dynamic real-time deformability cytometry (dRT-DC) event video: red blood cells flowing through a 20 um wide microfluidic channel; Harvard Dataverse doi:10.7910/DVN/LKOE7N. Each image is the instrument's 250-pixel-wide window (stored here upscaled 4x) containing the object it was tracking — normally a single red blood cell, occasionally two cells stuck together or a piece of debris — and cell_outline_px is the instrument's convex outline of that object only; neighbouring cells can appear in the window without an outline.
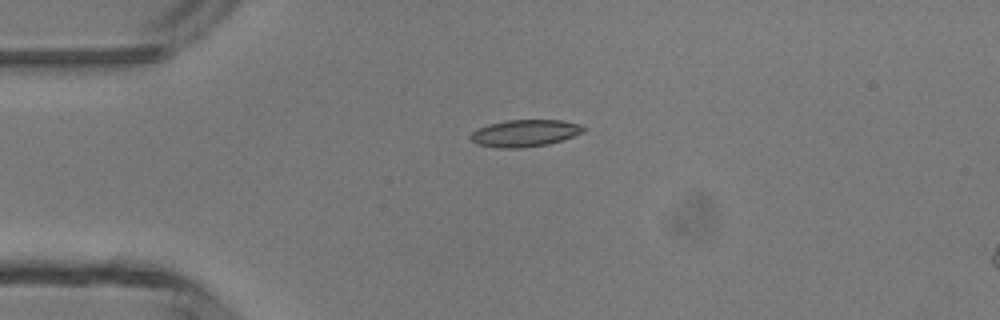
{"species": "common noctule bat (a hibernating species)", "species_latin": "Nyctalus noctula", "temperature_condition": "room temperature", "stored_images_in_passage": 4, "camera_frame_rate_fps": 3000, "um_per_image_px": 0.085, "animal": {"sex": "male", "body_mass_g": 13.3}, "frame": {"image": 1, "passage_image": 3, "time_ms": 3.333, "image_size_px": [1000, 320], "cell_outline_px": [[584, 132], [564, 140], [548, 144], [520, 148], [500, 148], [476, 144], [468, 136], [476, 128], [488, 124], [504, 120], [560, 120], [580, 124], [584, 128]], "centroid_in_image_um": [44.58, 11.32], "position_along_channel_um": 40.4, "area_um2": 17.92}}